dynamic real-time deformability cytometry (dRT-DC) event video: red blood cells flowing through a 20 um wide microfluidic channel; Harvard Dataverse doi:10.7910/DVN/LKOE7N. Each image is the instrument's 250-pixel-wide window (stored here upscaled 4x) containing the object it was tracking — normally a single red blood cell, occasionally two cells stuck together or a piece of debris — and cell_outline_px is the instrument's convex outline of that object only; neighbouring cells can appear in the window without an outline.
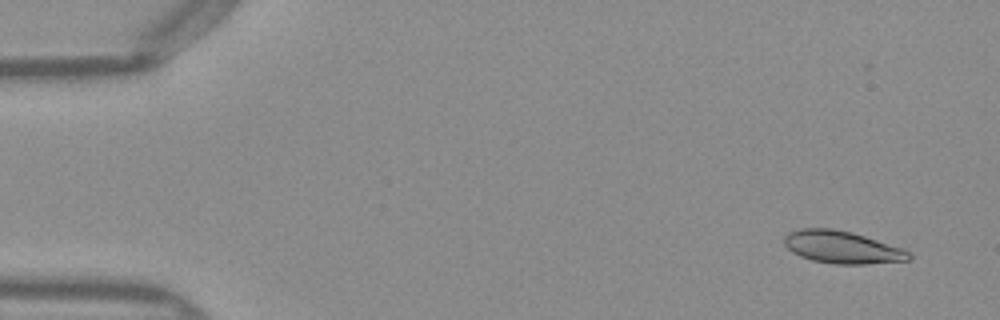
{"species": "Egyptian fruit bat (a non-hibernating species)", "species_latin": "Rousettus aegyptiacus", "temperature_condition": "warm", "stored_images_in_passage": 50, "camera_frame_rate_fps": 3000, "um_per_image_px": 0.085, "frame": {"image": 1, "passage_image": 3, "time_ms": 0.667, "image_size_px": [1000, 320], "cell_outline_px": [[912, 256], [908, 260], [864, 264], [836, 264], [812, 260], [800, 256], [792, 252], [784, 244], [784, 236], [788, 232], [800, 228], [832, 228], [852, 232], [904, 248]], "centroid_in_image_um": [71.56, 21.0], "position_along_channel_um": 13.4, "area_um2": 23.58}}
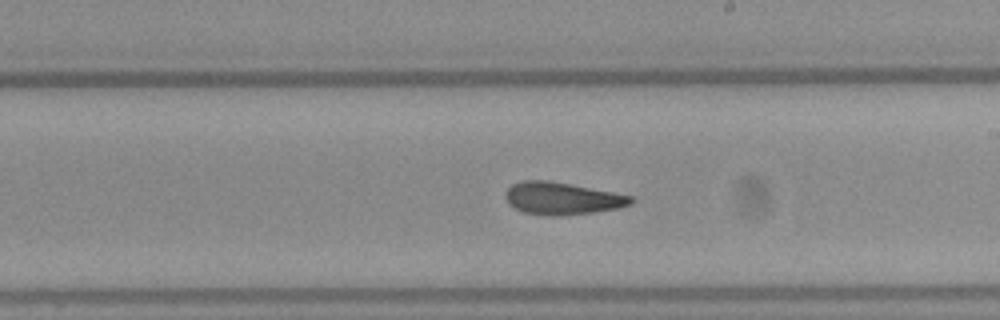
{"frame": {"image": 2, "passage_image": 29, "time_ms": 9.333, "image_size_px": [1000, 320], "cell_outline_px": [[636, 200], [632, 204], [620, 208], [592, 212], [556, 216], [552, 216], [524, 212], [508, 204], [504, 196], [508, 188], [512, 184], [524, 180], [548, 180], [572, 184], [632, 196]], "centroid_in_image_um": [47.79, 16.86], "position_along_channel_um": 241.2, "area_um2": 23.64}}
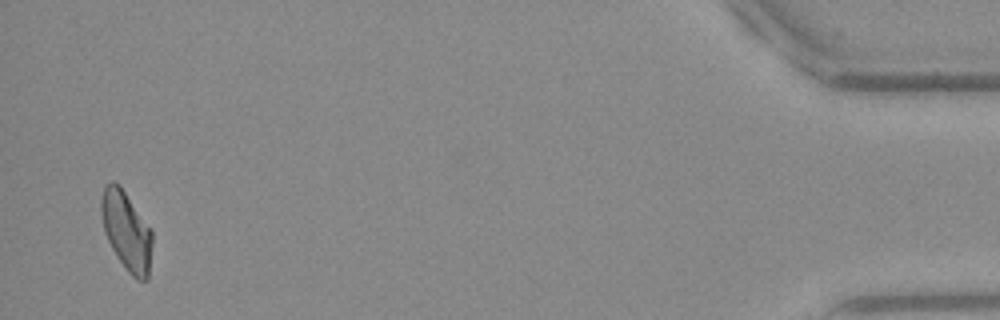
{"frame": {"image": 3, "passage_image": 49, "time_ms": 16.0, "image_size_px": [1000, 320], "cell_outline_px": [[152, 244], [148, 280], [136, 280], [128, 272], [112, 248], [104, 232], [100, 212], [100, 200], [104, 188], [112, 180], [120, 184], [152, 232]], "centroid_in_image_um": [10.74, 19.63], "position_along_channel_um": 424.5, "area_um2": 23.29}, "authors_computed_cell_mechanics": {"area_um2": 23.2934, "velocity_mm_per_s": 4.0069, "shape_relaxation_time_tau1_ms": 8.7709, "shape_relaxation_time_tau2_ms": 3.1471, "deformation_change_tau1": 0.2107, "deformation_change_tau2": 0.1073}}